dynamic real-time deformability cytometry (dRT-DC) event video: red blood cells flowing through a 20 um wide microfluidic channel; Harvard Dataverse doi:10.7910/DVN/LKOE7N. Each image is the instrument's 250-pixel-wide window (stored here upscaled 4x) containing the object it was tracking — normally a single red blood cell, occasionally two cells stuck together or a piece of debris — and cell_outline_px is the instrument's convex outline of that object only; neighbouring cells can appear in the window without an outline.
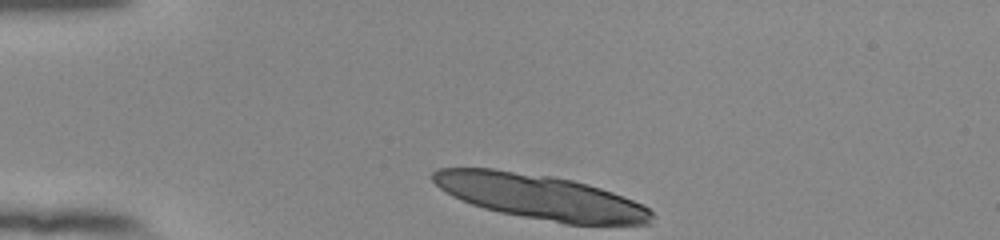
{"species": "human", "species_latin": "Homo sapiens", "temperature_condition": "room temperature", "stored_images_in_passage": 35, "segment_of_instrument_passage": [1, 2], "camera_frame_rate_fps": 3000, "um_per_image_px": 0.085, "donor": {"sex": "female"}, "frame": {"image": 1, "passage_image": 1, "time_ms": 0.0, "image_size_px": [1000, 240], "cell_outline_px": [[652, 216], [648, 224], [564, 224], [500, 212], [484, 208], [460, 200], [452, 196], [440, 188], [432, 180], [432, 172], [440, 168], [492, 168], [552, 176], [572, 180], [588, 184], [612, 192], [644, 204], [652, 212]], "centroid_in_image_um": [45.92, 16.73], "position_along_channel_um": 39.1, "area_um2": 56.82}}